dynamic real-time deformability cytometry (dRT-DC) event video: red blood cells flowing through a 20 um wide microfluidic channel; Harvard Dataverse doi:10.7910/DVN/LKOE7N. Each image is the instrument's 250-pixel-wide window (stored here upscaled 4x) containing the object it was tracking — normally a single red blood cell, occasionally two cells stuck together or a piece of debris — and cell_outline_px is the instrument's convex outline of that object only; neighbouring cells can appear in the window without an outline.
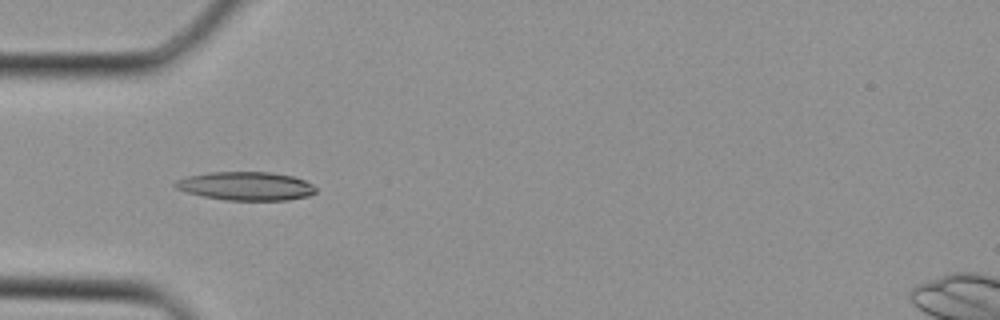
{"species": "Egyptian fruit bat (a non-hibernating species)", "species_latin": "Rousettus aegyptiacus", "temperature_condition": "cold", "stored_images_in_passage": 9, "camera_frame_rate_fps": 3000, "um_per_image_px": 0.085, "animal": {"sex": "female"}, "frame": {"image": 1, "passage_image": 7, "time_ms": 2.0, "image_size_px": [1000, 320], "cell_outline_px": [[316, 192], [308, 196], [288, 200], [224, 200], [204, 196], [188, 192], [176, 188], [172, 184], [176, 180], [188, 176], [208, 172], [268, 172], [292, 176], [304, 180], [312, 184], [316, 188]], "centroid_in_image_um": [20.9, 15.81], "position_along_channel_um": 64.1, "area_um2": 23.29}}
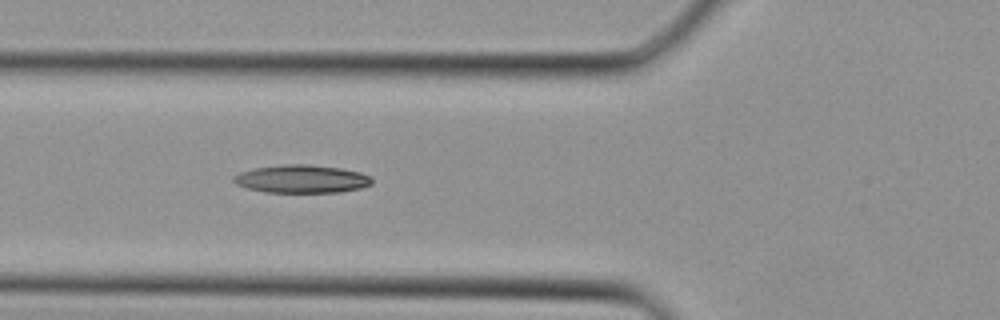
{"frame": {"image": 2, "passage_image": 9, "time_ms": 2.667, "image_size_px": [1000, 320], "cell_outline_px": [[372, 184], [360, 188], [340, 192], [264, 192], [248, 188], [236, 184], [232, 180], [232, 176], [240, 172], [256, 168], [280, 164], [308, 164], [340, 168], [360, 172], [372, 176]], "centroid_in_image_um": [25.64, 15.2], "position_along_channel_um": 100.2, "area_um2": 22.66}}